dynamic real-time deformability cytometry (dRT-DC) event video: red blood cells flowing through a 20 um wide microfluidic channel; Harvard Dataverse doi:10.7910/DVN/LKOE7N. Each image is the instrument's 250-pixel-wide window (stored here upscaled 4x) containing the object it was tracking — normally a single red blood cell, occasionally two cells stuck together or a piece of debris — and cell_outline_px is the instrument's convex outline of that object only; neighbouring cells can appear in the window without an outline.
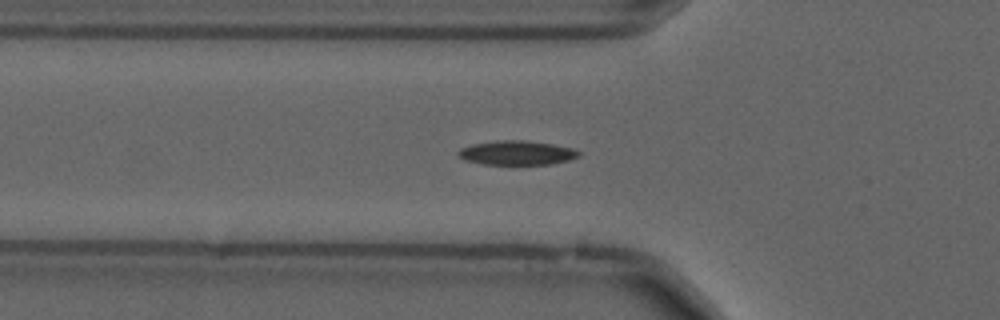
{"species": "common noctule bat (a hibernating species)", "species_latin": "Nyctalus noctula", "temperature_condition": "cold", "stored_images_in_passage": 56, "camera_frame_rate_fps": 3000, "um_per_image_px": 0.085, "animal": {"sex": "male", "forearm_length_mm": 52.5}, "frame": {"image": 1, "passage_image": 19, "time_ms": 6.0, "image_size_px": [1000, 320], "cell_outline_px": [[580, 156], [568, 160], [552, 164], [480, 164], [464, 160], [456, 156], [456, 152], [460, 148], [472, 144], [496, 140], [524, 140], [552, 144], [572, 148], [580, 152]], "centroid_in_image_um": [43.87, 12.99], "position_along_channel_um": 81.9, "area_um2": 17.17}}
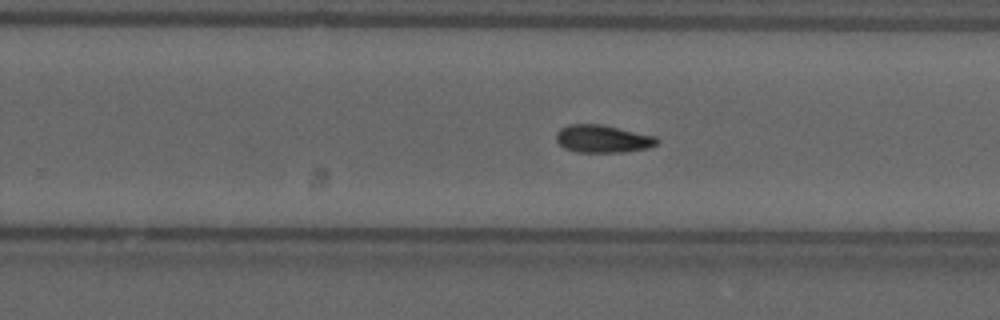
{"frame": {"image": 2, "passage_image": 35, "time_ms": 11.333, "image_size_px": [1000, 320], "cell_outline_px": [[660, 140], [656, 144], [648, 148], [624, 152], [576, 152], [564, 148], [556, 140], [556, 132], [560, 128], [568, 124], [600, 124], [656, 136]], "centroid_in_image_um": [51.22, 11.8], "position_along_channel_um": 278.6, "area_um2": 16.3}}
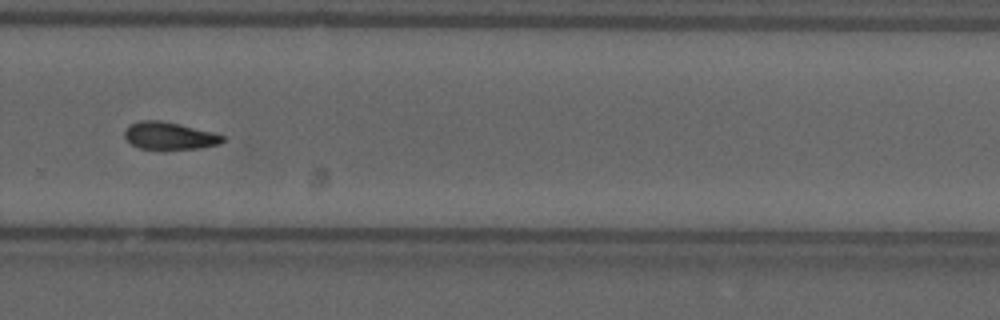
{"frame": {"image": 3, "passage_image": 38, "time_ms": 12.333, "image_size_px": [1000, 320], "cell_outline_px": [[224, 140], [220, 144], [200, 148], [140, 148], [132, 144], [124, 136], [124, 132], [132, 124], [140, 120], [160, 120], [180, 124], [212, 132], [224, 136]], "centroid_in_image_um": [14.42, 11.53], "position_along_channel_um": 315.4, "area_um2": 15.26}, "authors_computed_cell_mechanics": {"area_um2": 15.8372, "velocity_mm_per_s": 3.6839, "shape_relaxation_time_tau1_ms": 8.1978, "shape_relaxation_time_tau2_ms": null, "deformation_change_tau1": 0.1565, "deformation_change_tau2": null}}